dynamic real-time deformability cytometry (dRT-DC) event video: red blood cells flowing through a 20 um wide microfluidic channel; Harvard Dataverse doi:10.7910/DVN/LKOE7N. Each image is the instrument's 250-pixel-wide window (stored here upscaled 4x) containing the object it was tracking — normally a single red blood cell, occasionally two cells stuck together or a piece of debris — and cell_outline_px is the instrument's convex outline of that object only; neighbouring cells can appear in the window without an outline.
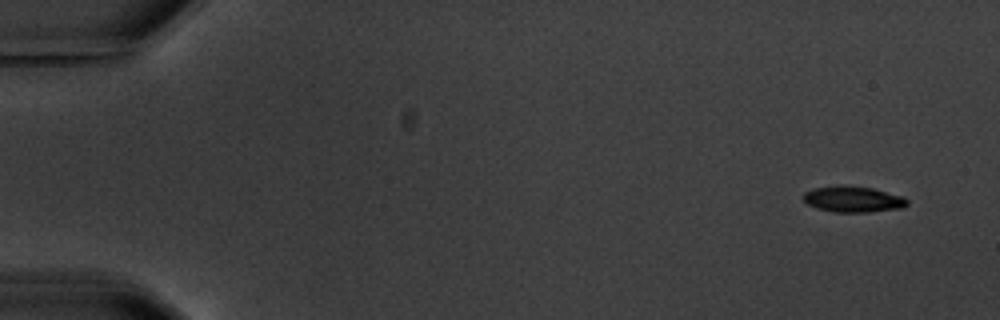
{"species": "common noctule bat (a hibernating species)", "species_latin": "Nyctalus noctula", "temperature_condition": "warm", "stored_images_in_passage": 5, "camera_frame_rate_fps": 3000, "um_per_image_px": 0.085, "animal": {"sex": "male", "body_mass_g": 20.1, "forearm_length_mm": 53.5}, "frame": {"image": 1, "passage_image": 1, "time_ms": 0.0, "image_size_px": [1000, 320], "cell_outline_px": [[908, 204], [904, 208], [868, 212], [836, 212], [816, 208], [808, 204], [804, 200], [804, 192], [812, 188], [840, 184], [872, 188], [904, 196], [908, 200]], "centroid_in_image_um": [72.53, 16.92], "position_along_channel_um": 12.5, "area_um2": 15.95}}
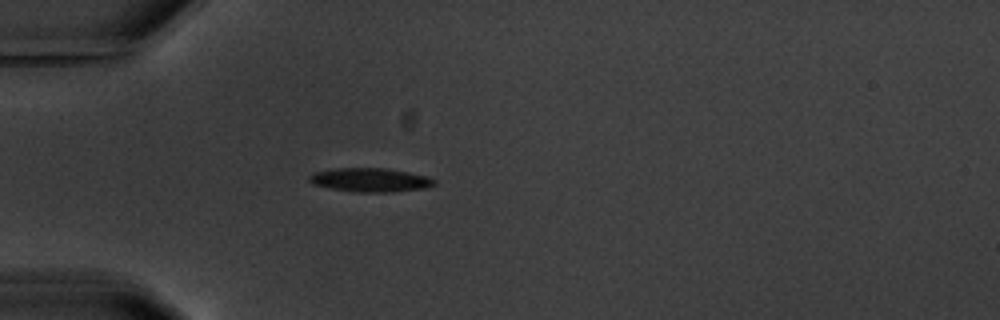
{"frame": {"image": 2, "passage_image": 5, "time_ms": 4.667, "image_size_px": [1000, 320], "cell_outline_px": [[436, 184], [424, 188], [392, 192], [356, 192], [332, 188], [312, 184], [308, 180], [308, 176], [312, 172], [336, 168], [388, 168], [428, 176], [436, 180]], "centroid_in_image_um": [31.47, 15.29], "position_along_channel_um": 53.5, "area_um2": 17.46}}